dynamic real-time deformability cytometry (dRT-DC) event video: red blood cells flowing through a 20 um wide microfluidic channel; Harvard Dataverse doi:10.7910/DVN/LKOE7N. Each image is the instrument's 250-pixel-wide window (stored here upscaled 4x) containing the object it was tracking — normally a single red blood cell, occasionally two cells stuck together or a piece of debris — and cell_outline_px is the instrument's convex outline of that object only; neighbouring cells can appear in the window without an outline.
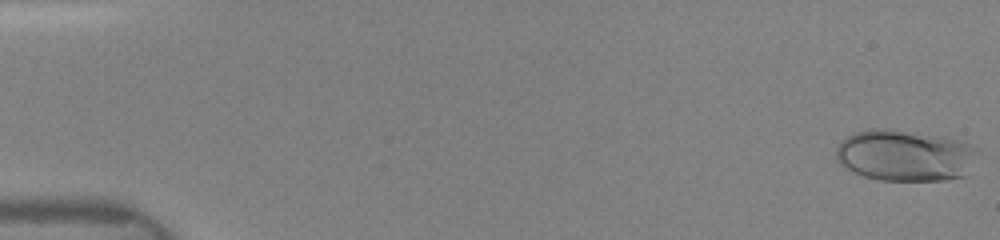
{"species": "human", "species_latin": "Homo sapiens", "temperature_condition": "room temperature", "stored_images_in_passage": 11, "camera_frame_rate_fps": 3000, "um_per_image_px": 0.085, "donor": {"sex": "female"}, "frame": {"image": 1, "passage_image": 1, "time_ms": 0.0, "image_size_px": [1000, 240], "cell_outline_px": [[976, 148], [968, 176], [944, 180], [880, 180], [864, 176], [852, 172], [840, 164], [836, 160], [836, 148], [848, 136], [856, 132], [872, 128], [884, 128], [940, 136], [956, 140], [968, 144]], "centroid_in_image_um": [76.89, 13.23], "position_along_channel_um": 8.1, "area_um2": 42.08}}
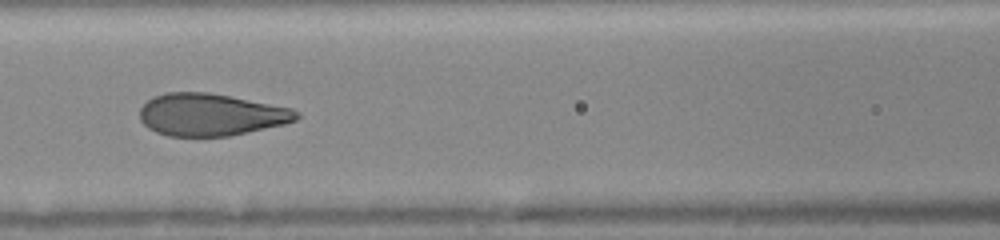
{"frame": {"image": 2, "passage_image": 8, "time_ms": 7.0, "image_size_px": [1000, 240], "cell_outline_px": [[300, 116], [296, 120], [284, 124], [228, 136], [168, 136], [156, 132], [148, 128], [140, 120], [140, 108], [152, 96], [164, 92], [208, 92], [232, 96], [292, 108], [300, 112]], "centroid_in_image_um": [17.91, 9.73], "position_along_channel_um": 148.7, "area_um2": 38.73}}
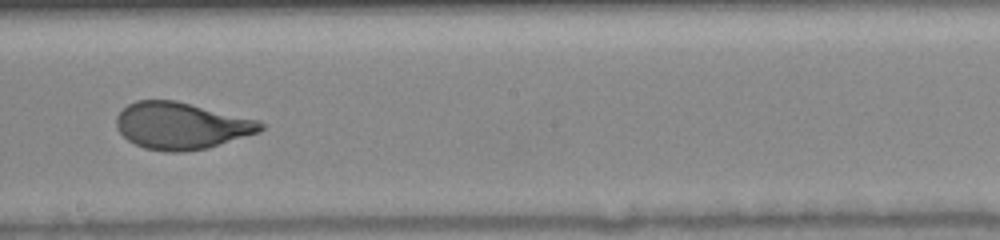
{"frame": {"image": 3, "passage_image": 10, "time_ms": 9.0, "image_size_px": [1000, 240], "cell_outline_px": [[264, 128], [260, 132], [208, 148], [184, 152], [164, 152], [144, 148], [128, 140], [116, 128], [116, 116], [128, 104], [136, 100], [176, 100], [260, 120], [264, 124]], "centroid_in_image_um": [15.43, 10.69], "position_along_channel_um": 232.8, "area_um2": 39.65}}